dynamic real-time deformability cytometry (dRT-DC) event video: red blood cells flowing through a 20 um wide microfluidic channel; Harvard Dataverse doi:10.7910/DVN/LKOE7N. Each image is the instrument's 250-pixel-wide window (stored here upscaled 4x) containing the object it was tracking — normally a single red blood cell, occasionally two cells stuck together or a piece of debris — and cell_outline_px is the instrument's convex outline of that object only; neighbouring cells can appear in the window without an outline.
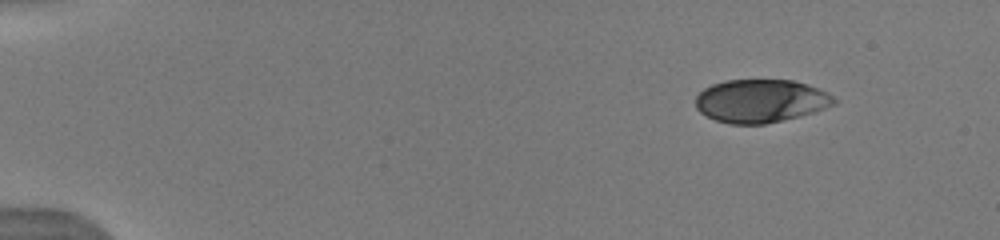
{"species": "human", "species_latin": "Homo sapiens", "temperature_condition": "warm", "stored_images_in_passage": 32, "camera_frame_rate_fps": 3000, "um_per_image_px": 0.085, "donor": {"sex": "male"}, "frame": {"image": 1, "passage_image": 1, "time_ms": 0.0, "image_size_px": [1000, 240], "cell_outline_px": [[836, 104], [812, 112], [764, 124], [728, 124], [716, 120], [700, 112], [696, 108], [696, 96], [704, 88], [712, 84], [724, 80], [792, 80], [808, 84], [828, 92], [836, 100]], "centroid_in_image_um": [64.64, 8.57], "position_along_channel_um": 20.4, "area_um2": 34.62}}
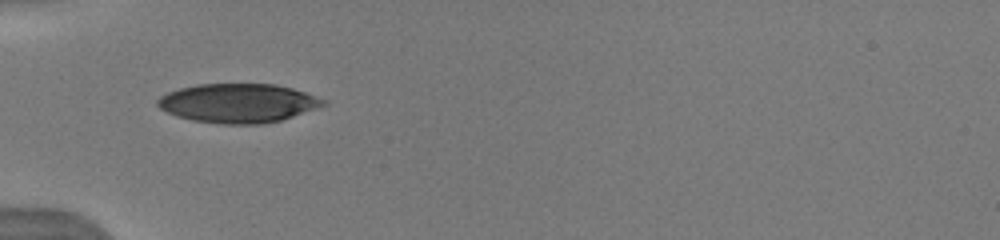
{"frame": {"image": 2, "passage_image": 10, "time_ms": 4.0, "image_size_px": [1000, 240], "cell_outline_px": [[328, 104], [280, 120], [260, 124], [220, 124], [192, 120], [176, 116], [160, 108], [156, 104], [156, 100], [160, 96], [168, 92], [180, 88], [196, 84], [276, 84], [292, 88], [304, 92], [324, 100]], "centroid_in_image_um": [20.19, 8.76], "position_along_channel_um": 64.8, "area_um2": 37.51}}
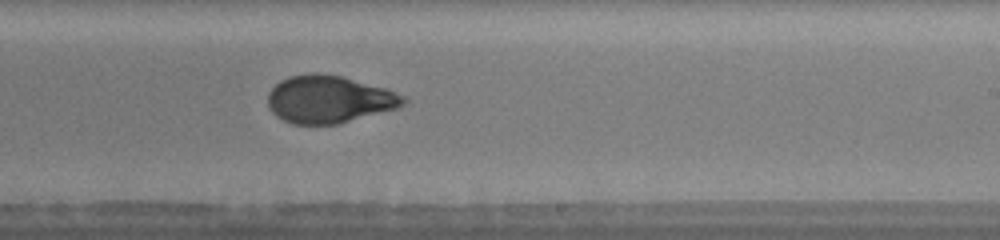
{"frame": {"image": 3, "passage_image": 19, "time_ms": 9.0, "image_size_px": [1000, 240], "cell_outline_px": [[408, 100], [400, 108], [336, 124], [292, 124], [276, 116], [268, 108], [268, 92], [280, 80], [288, 76], [308, 72], [316, 72], [340, 76], [388, 88], [404, 96]], "centroid_in_image_um": [27.98, 8.43], "position_along_channel_um": 261.0, "area_um2": 37.86}, "authors_computed_cell_mechanics": {"area_um2": 37.3388, "velocity_mm_per_s": 4.0163, "shape_relaxation_time_tau1_ms": 5.819, "shape_relaxation_time_tau2_ms": 0.7972, "deformation_change_tau1": 0.1928, "deformation_change_tau2": 0.0493}}